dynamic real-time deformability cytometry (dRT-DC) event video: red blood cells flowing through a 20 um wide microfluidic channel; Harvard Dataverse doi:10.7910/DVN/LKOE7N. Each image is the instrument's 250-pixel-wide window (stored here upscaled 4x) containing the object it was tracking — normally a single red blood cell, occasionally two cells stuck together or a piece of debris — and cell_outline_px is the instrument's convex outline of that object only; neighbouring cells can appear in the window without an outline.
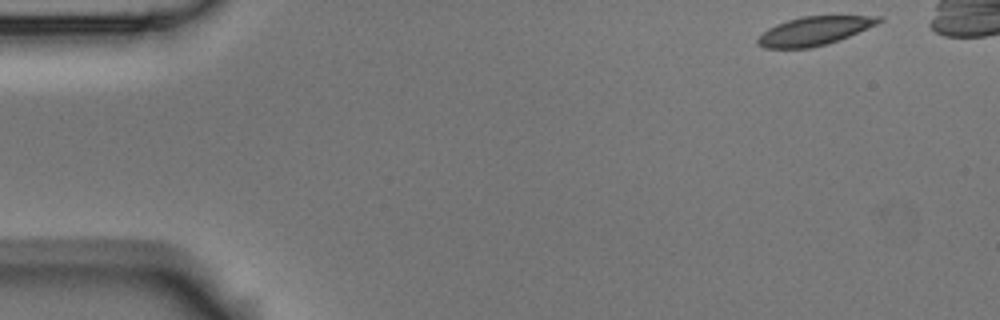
{"species": "Egyptian fruit bat (a non-hibernating species)", "species_latin": "Rousettus aegyptiacus", "temperature_condition": "room temperature", "stored_images_in_passage": 46, "camera_frame_rate_fps": 3000, "um_per_image_px": 0.085, "animal": {"sex": "male"}, "frame": {"image": 1, "passage_image": 1, "time_ms": 0.0, "image_size_px": [1000, 320], "cell_outline_px": [[884, 20], [876, 24], [848, 36], [828, 44], [812, 48], [764, 48], [756, 44], [756, 40], [768, 28], [776, 24], [800, 16], [880, 16]], "centroid_in_image_um": [69.17, 2.63], "position_along_channel_um": 15.8, "area_um2": 20.06}}
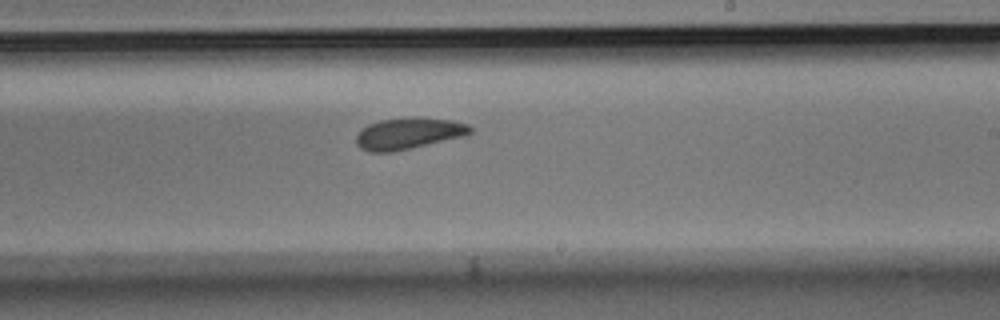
{"frame": {"image": 2, "passage_image": 30, "time_ms": 9.667, "image_size_px": [1000, 320], "cell_outline_px": [[472, 132], [468, 136], [392, 152], [372, 152], [360, 148], [356, 144], [356, 136], [368, 124], [380, 120], [452, 120], [468, 124], [472, 128]], "centroid_in_image_um": [34.75, 11.4], "position_along_channel_um": 254.3, "area_um2": 20.11}}
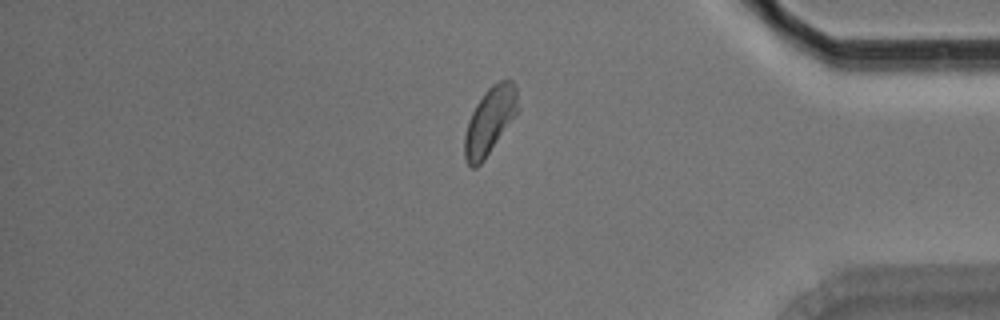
{"frame": {"image": 3, "passage_image": 44, "time_ms": 14.333, "image_size_px": [1000, 320], "cell_outline_px": [[520, 108], [516, 116], [484, 160], [476, 168], [472, 168], [468, 164], [464, 156], [464, 136], [468, 120], [476, 104], [484, 92], [492, 84], [500, 80], [512, 80], [516, 84]], "centroid_in_image_um": [41.66, 10.25], "position_along_channel_um": 393.5, "area_um2": 21.15}}